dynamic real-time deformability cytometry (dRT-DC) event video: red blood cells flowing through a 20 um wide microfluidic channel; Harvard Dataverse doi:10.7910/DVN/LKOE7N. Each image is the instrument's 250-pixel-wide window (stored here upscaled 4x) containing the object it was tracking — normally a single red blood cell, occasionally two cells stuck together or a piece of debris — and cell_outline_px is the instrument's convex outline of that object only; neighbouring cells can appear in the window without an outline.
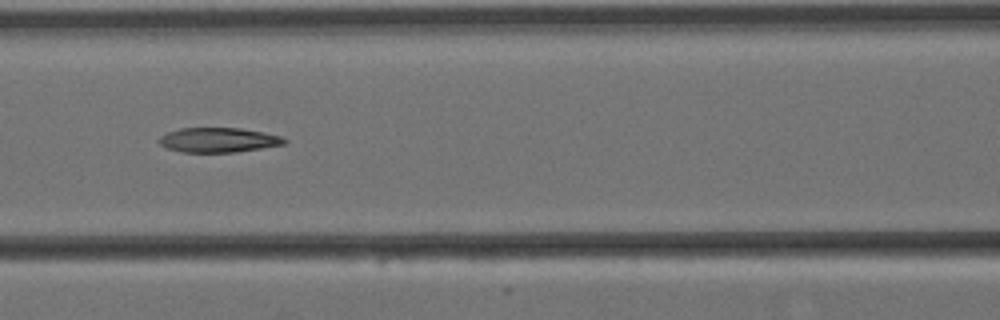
{"species": "Egyptian fruit bat (a non-hibernating species)", "species_latin": "Rousettus aegyptiacus", "temperature_condition": "cold", "stored_images_in_passage": 9, "camera_frame_rate_fps": 3000, "um_per_image_px": 0.085, "animal": {"sex": "female"}, "frame": {"image": 1, "passage_image": 6, "time_ms": 1.667, "image_size_px": [1000, 320], "cell_outline_px": [[288, 140], [284, 144], [236, 152], [184, 152], [168, 148], [160, 144], [156, 140], [160, 136], [168, 132], [180, 128], [240, 128], [264, 132], [280, 136]], "centroid_in_image_um": [18.55, 11.89], "position_along_channel_um": 148.1, "area_um2": 17.92}}
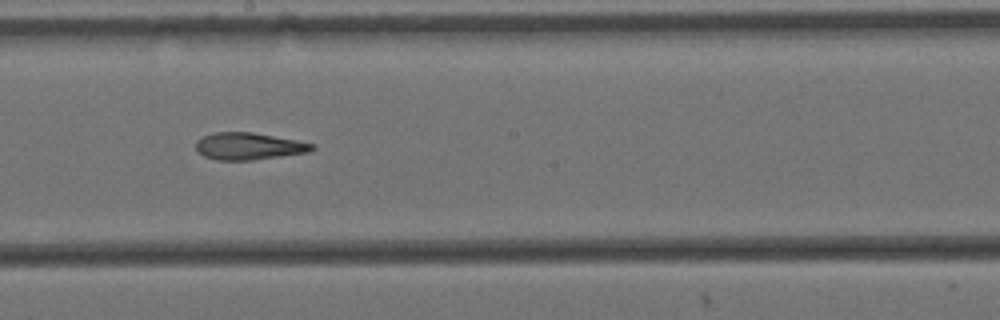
{"frame": {"image": 2, "passage_image": 8, "time_ms": 2.333, "image_size_px": [1000, 320], "cell_outline_px": [[316, 148], [308, 152], [252, 160], [216, 160], [204, 156], [196, 148], [196, 140], [204, 136], [216, 132], [252, 132], [296, 140], [316, 144]], "centroid_in_image_um": [21.16, 12.42], "position_along_channel_um": 227.0, "area_um2": 18.21}}
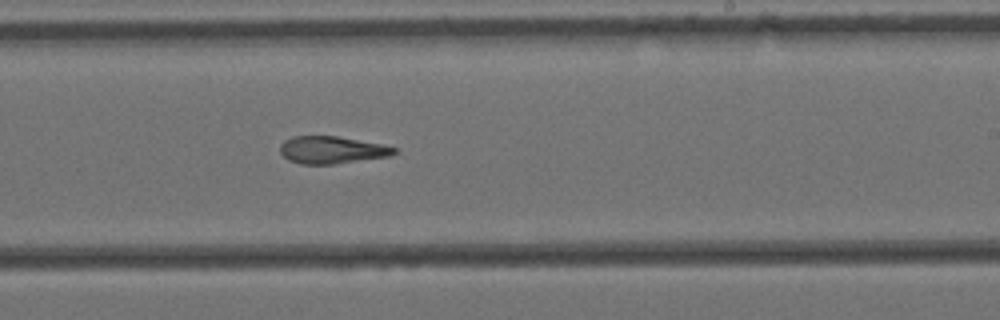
{"frame": {"image": 3, "passage_image": 9, "time_ms": 2.667, "image_size_px": [1000, 320], "cell_outline_px": [[400, 152], [388, 156], [332, 164], [300, 164], [288, 160], [280, 152], [280, 144], [284, 140], [292, 136], [336, 136], [384, 144], [396, 148]], "centroid_in_image_um": [28.2, 12.74], "position_along_channel_um": 260.8, "area_um2": 18.21}}